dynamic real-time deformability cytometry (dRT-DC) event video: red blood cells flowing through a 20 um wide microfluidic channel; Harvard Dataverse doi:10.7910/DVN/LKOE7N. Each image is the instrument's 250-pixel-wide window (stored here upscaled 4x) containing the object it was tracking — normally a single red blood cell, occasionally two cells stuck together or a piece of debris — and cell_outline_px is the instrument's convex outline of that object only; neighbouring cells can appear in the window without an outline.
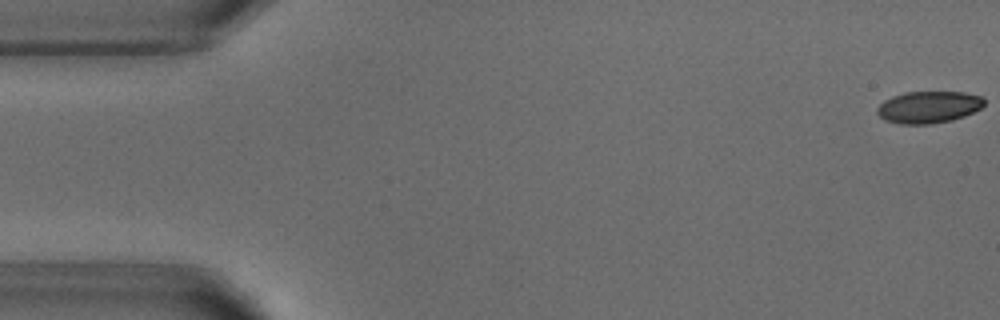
{"species": "common noctule bat (a hibernating species)", "species_latin": "Nyctalus noctula", "temperature_condition": "warm", "stored_images_in_passage": 53, "camera_frame_rate_fps": 3000, "um_per_image_px": 0.085, "animal": {"sex": "male", "body_mass_g": 18.8}, "frame": {"image": 1, "passage_image": 1, "time_ms": 0.0, "image_size_px": [1000, 320], "cell_outline_px": [[984, 104], [980, 108], [964, 116], [952, 120], [932, 124], [900, 124], [884, 120], [876, 112], [876, 108], [884, 100], [892, 96], [904, 92], [964, 92], [984, 96]], "centroid_in_image_um": [78.92, 9.1], "position_along_channel_um": 6.1, "area_um2": 20.06}}
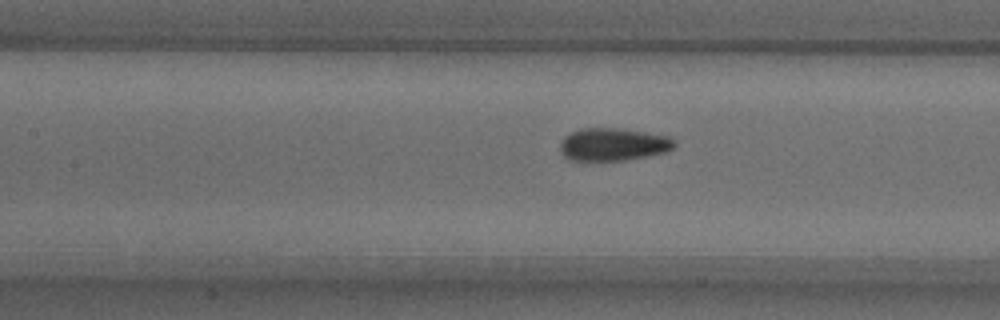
{"frame": {"image": 2, "passage_image": 23, "time_ms": 7.333, "image_size_px": [1000, 320], "cell_outline_px": [[676, 144], [668, 152], [648, 156], [624, 160], [568, 160], [560, 152], [560, 144], [564, 136], [580, 128], [624, 128], [672, 136], [676, 140]], "centroid_in_image_um": [52.17, 12.26], "position_along_channel_um": 155.2, "area_um2": 22.2}}
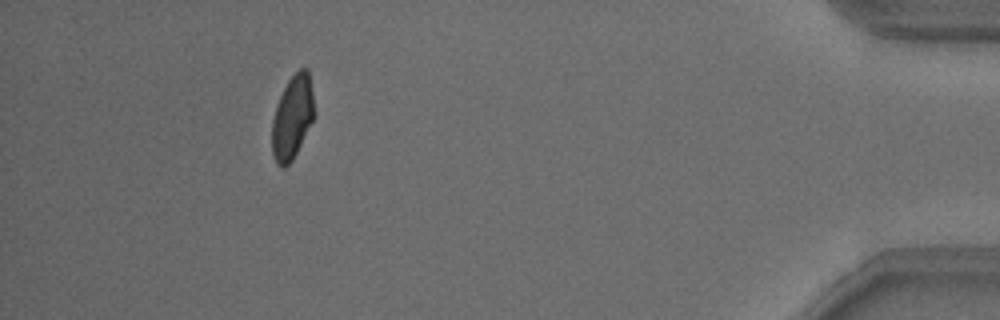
{"frame": {"image": 3, "passage_image": 48, "time_ms": 15.667, "image_size_px": [1000, 320], "cell_outline_px": [[312, 120], [292, 160], [284, 168], [276, 164], [272, 152], [272, 120], [280, 96], [288, 80], [300, 68], [308, 68], [312, 92]], "centroid_in_image_um": [24.81, 9.97], "position_along_channel_um": 410.4, "area_um2": 19.88}, "authors_computed_cell_mechanics": {"area_um2": 21.5016, "velocity_mm_per_s": 3.8164, "shape_relaxation_time_tau1_ms": 5.3398, "shape_relaxation_time_tau2_ms": 0.7393, "deformation_change_tau1": 0.1511, "deformation_change_tau2": 0.0455}}